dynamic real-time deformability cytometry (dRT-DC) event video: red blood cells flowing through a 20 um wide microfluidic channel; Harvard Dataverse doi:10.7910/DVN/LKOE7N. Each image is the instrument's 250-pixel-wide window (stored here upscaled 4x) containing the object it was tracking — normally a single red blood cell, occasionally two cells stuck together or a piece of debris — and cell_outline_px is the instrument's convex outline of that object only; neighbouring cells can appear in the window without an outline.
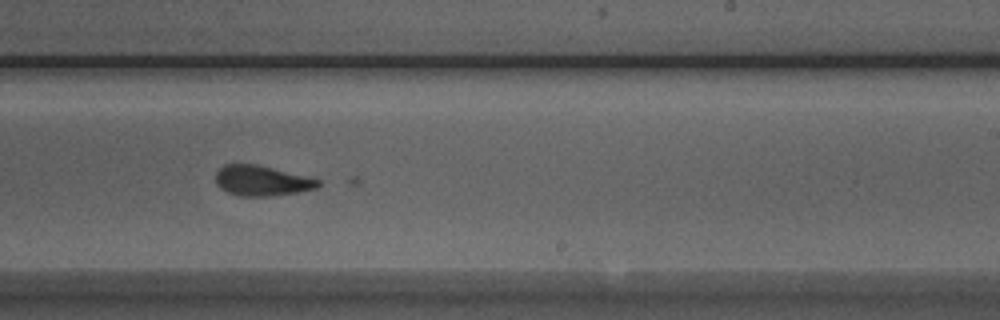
{"species": "Egyptian fruit bat (a non-hibernating species)", "species_latin": "Rousettus aegyptiacus", "temperature_condition": "room temperature", "stored_images_in_passage": 50, "camera_frame_rate_fps": 3000, "um_per_image_px": 0.085, "animal": {"sex": "male"}, "frame": {"image": 1, "passage_image": 30, "time_ms": 9.667, "image_size_px": [1000, 320], "cell_outline_px": [[320, 184], [316, 188], [296, 192], [268, 196], [240, 196], [228, 192], [220, 188], [216, 184], [216, 172], [224, 164], [256, 164], [320, 180]], "centroid_in_image_um": [22.2, 15.36], "position_along_channel_um": 266.8, "area_um2": 17.74}}
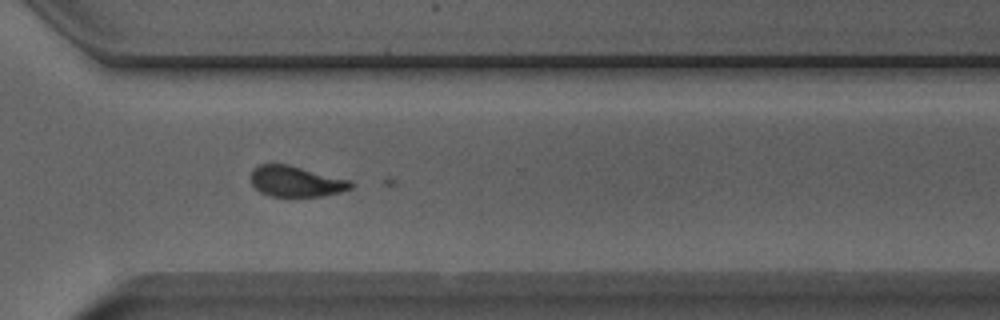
{"frame": {"image": 2, "passage_image": 36, "time_ms": 11.667, "image_size_px": [1000, 320], "cell_outline_px": [[356, 184], [352, 188], [340, 192], [320, 196], [268, 196], [260, 192], [252, 184], [252, 172], [260, 164], [288, 164], [348, 180]], "centroid_in_image_um": [25.17, 15.43], "position_along_channel_um": 345.4, "area_um2": 17.63}}
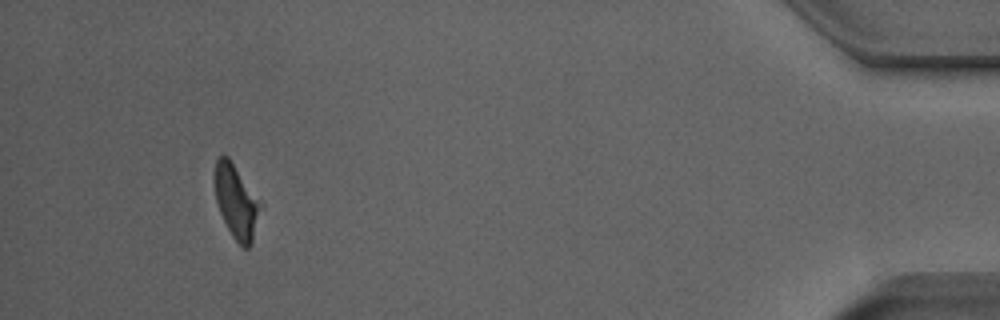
{"frame": {"image": 3, "passage_image": 47, "time_ms": 15.333, "image_size_px": [1000, 320], "cell_outline_px": [[264, 204], [252, 244], [248, 248], [244, 248], [232, 236], [220, 212], [216, 200], [212, 176], [216, 160], [220, 156], [228, 156]], "centroid_in_image_um": [20.11, 17.12], "position_along_channel_um": 415.1, "area_um2": 20.23}}